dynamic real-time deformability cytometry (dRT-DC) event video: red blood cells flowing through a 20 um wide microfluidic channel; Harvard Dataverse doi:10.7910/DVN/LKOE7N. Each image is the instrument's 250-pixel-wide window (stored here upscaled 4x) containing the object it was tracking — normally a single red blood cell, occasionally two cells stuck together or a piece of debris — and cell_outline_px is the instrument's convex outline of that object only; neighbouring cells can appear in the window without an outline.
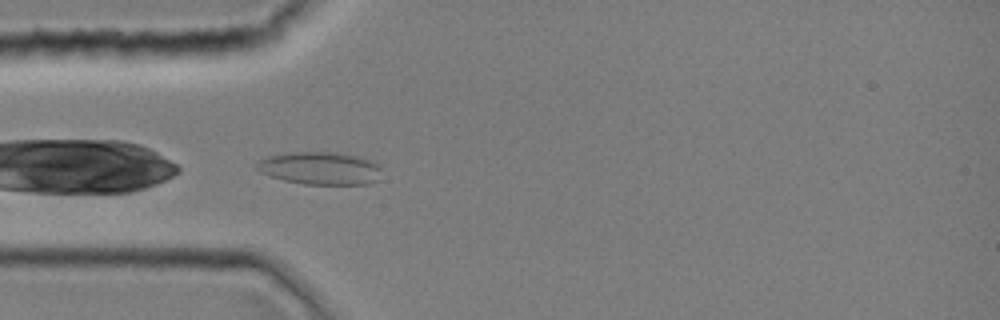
{"species": "common noctule bat (a hibernating species)", "species_latin": "Nyctalus noctula", "temperature_condition": "room temperature", "stored_images_in_passage": 28, "camera_frame_rate_fps": 3000, "um_per_image_px": 0.085, "animal": {"sex": "female", "body_mass_g": 19.0, "forearm_length_mm": 51.5}, "frame": {"image": 1, "passage_image": 1, "time_ms": 0.0, "image_size_px": [1000, 320], "cell_outline_px": [[380, 168], [376, 180], [368, 184], [304, 184], [284, 180], [260, 172], [256, 168], [256, 164], [260, 160], [268, 156], [288, 152], [336, 152], [356, 156], [368, 160], [376, 164]], "centroid_in_image_um": [27.16, 14.29], "position_along_channel_um": 57.8, "area_um2": 23.47}}
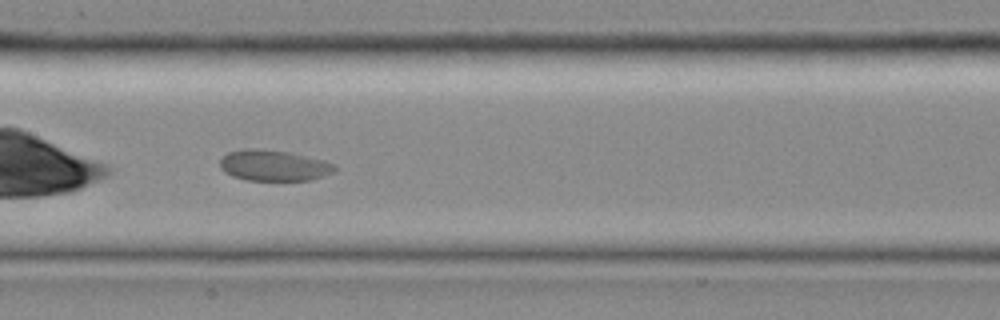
{"frame": {"image": 2, "passage_image": 10, "time_ms": 3.0, "image_size_px": [1000, 320], "cell_outline_px": [[336, 168], [332, 172], [312, 180], [244, 180], [232, 176], [224, 172], [220, 168], [220, 160], [228, 152], [244, 148], [264, 148], [288, 152], [324, 160], [336, 164]], "centroid_in_image_um": [23.24, 14.05], "position_along_channel_um": 184.2, "area_um2": 20.81}}
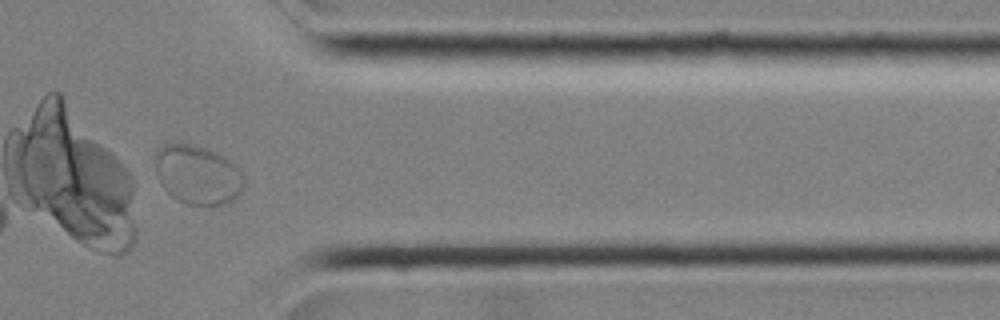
{"frame": {"image": 3, "passage_image": 25, "time_ms": 8.0, "image_size_px": [1000, 320], "cell_outline_px": [[244, 188], [232, 200], [224, 204], [184, 204], [176, 200], [160, 184], [156, 172], [156, 148], [172, 140], [196, 144], [216, 152], [224, 156], [240, 168], [244, 172]], "centroid_in_image_um": [16.78, 14.8], "position_along_channel_um": 394.6, "area_um2": 31.27}}